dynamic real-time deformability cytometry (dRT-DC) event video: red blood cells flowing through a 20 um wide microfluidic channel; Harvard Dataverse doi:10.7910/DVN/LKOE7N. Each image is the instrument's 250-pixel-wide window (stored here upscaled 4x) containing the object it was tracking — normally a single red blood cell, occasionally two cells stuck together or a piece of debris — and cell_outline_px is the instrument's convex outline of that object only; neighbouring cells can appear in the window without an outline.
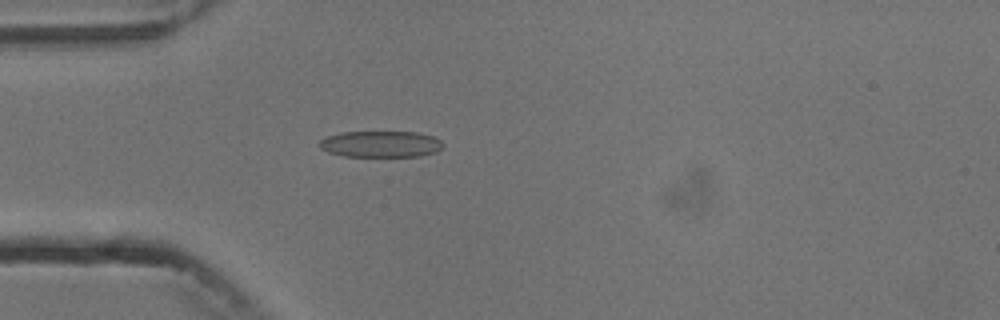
{"species": "common noctule bat (a hibernating species)", "species_latin": "Nyctalus noctula", "temperature_condition": "cold", "stored_images_in_passage": 4, "camera_frame_rate_fps": 3000, "um_per_image_px": 0.085, "animal": {"sex": "male", "body_mass_g": 13.3}, "frame": {"image": 1, "passage_image": 4, "time_ms": 4.0, "image_size_px": [1000, 320], "cell_outline_px": [[444, 144], [436, 152], [420, 156], [344, 156], [328, 152], [320, 148], [316, 144], [320, 140], [328, 136], [340, 132], [416, 132], [432, 136], [440, 140]], "centroid_in_image_um": [32.33, 12.24], "position_along_channel_um": 52.7, "area_um2": 18.96}}